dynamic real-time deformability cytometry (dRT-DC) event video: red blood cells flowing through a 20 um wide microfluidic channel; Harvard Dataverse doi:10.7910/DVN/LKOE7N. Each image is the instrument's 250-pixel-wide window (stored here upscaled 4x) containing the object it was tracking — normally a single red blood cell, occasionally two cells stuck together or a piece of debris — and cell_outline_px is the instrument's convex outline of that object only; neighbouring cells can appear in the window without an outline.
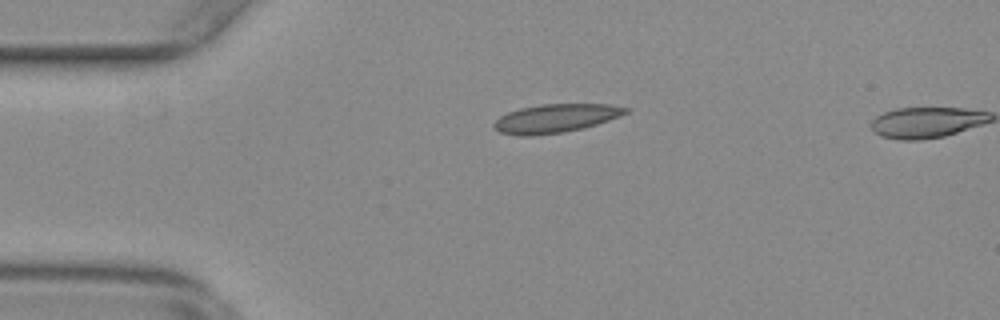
{"species": "common noctule bat (a hibernating species)", "species_latin": "Nyctalus noctula", "temperature_condition": "warm", "stored_images_in_passage": 9, "camera_frame_rate_fps": 3000, "um_per_image_px": 0.085, "animal": {"sex": "female", "body_mass_g": 29.2, "forearm_length_mm": 56.3}, "frame": {"image": 1, "passage_image": 8, "time_ms": 2.333, "image_size_px": [1000, 320], "cell_outline_px": [[632, 108], [628, 112], [620, 116], [584, 128], [564, 132], [532, 136], [520, 136], [500, 132], [492, 124], [500, 116], [508, 112], [520, 108], [540, 104], [608, 104]], "centroid_in_image_um": [47.24, 10.05], "position_along_channel_um": 37.8, "area_um2": 21.96}}